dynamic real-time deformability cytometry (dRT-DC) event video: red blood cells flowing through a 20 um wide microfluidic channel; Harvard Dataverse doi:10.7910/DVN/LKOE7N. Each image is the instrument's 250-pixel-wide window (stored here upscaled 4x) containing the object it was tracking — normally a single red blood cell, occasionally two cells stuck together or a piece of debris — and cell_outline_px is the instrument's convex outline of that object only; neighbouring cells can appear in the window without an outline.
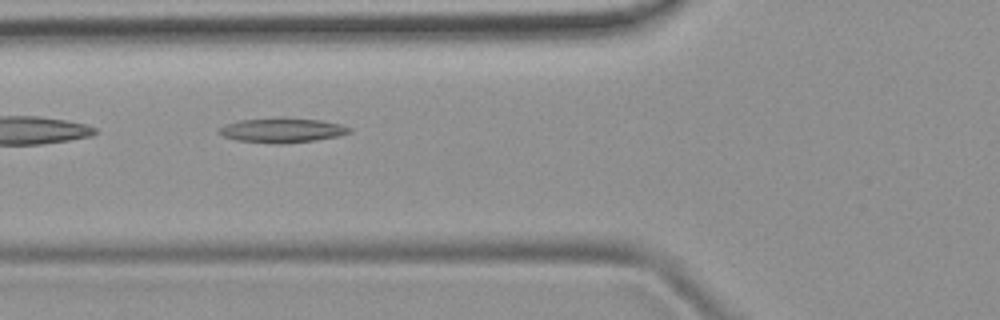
{"species": "common noctule bat (a hibernating species)", "species_latin": "Nyctalus noctula", "temperature_condition": "room temperature", "stored_images_in_passage": 4, "camera_frame_rate_fps": 3000, "um_per_image_px": 0.085, "animal": {"sex": "female", "body_mass_g": 19.9}, "frame": {"image": 1, "passage_image": 2, "time_ms": 1.0, "image_size_px": [1000, 320], "cell_outline_px": [[352, 132], [336, 136], [316, 140], [280, 144], [276, 144], [236, 140], [224, 136], [216, 132], [224, 124], [240, 120], [276, 116], [320, 120], [340, 124], [352, 128]], "centroid_in_image_um": [23.95, 11.05], "position_along_channel_um": 101.9, "area_um2": 19.02}}
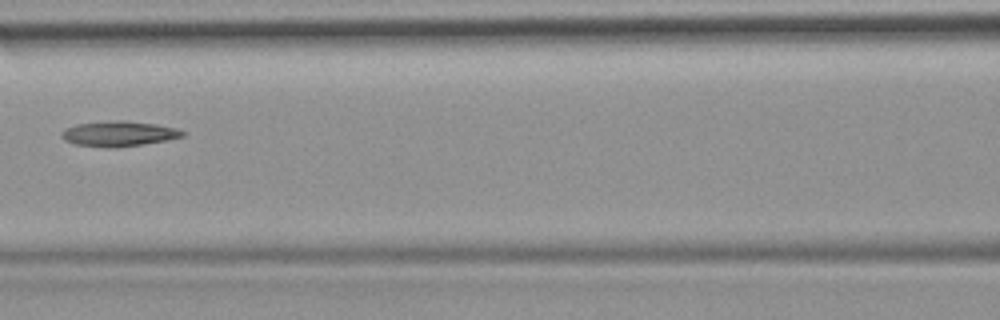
{"frame": {"image": 2, "passage_image": 3, "time_ms": 2.333, "image_size_px": [1000, 320], "cell_outline_px": [[184, 136], [168, 140], [112, 148], [72, 144], [64, 140], [60, 136], [60, 132], [64, 128], [76, 124], [116, 120], [124, 120], [156, 124], [176, 128], [184, 132]], "centroid_in_image_um": [10.04, 11.36], "position_along_channel_um": 156.6, "area_um2": 17.8}}
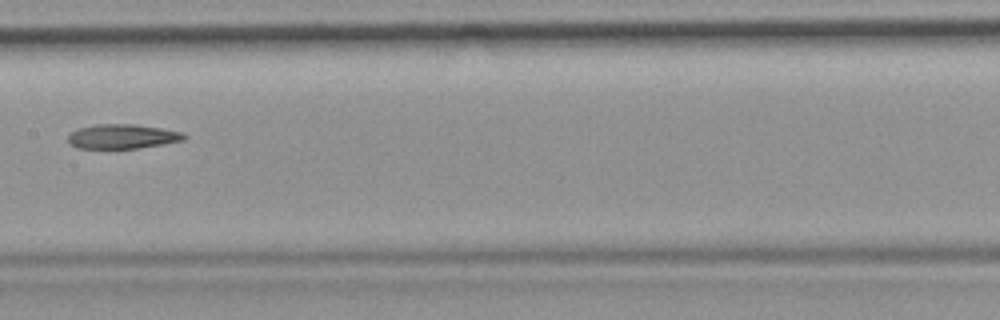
{"frame": {"image": 3, "passage_image": 4, "time_ms": 3.333, "image_size_px": [1000, 320], "cell_outline_px": [[188, 136], [184, 140], [164, 144], [140, 148], [76, 148], [68, 140], [68, 136], [72, 132], [80, 128], [96, 124], [136, 124], [160, 128], [180, 132]], "centroid_in_image_um": [10.43, 11.6], "position_along_channel_um": 197.0, "area_um2": 16.42}}